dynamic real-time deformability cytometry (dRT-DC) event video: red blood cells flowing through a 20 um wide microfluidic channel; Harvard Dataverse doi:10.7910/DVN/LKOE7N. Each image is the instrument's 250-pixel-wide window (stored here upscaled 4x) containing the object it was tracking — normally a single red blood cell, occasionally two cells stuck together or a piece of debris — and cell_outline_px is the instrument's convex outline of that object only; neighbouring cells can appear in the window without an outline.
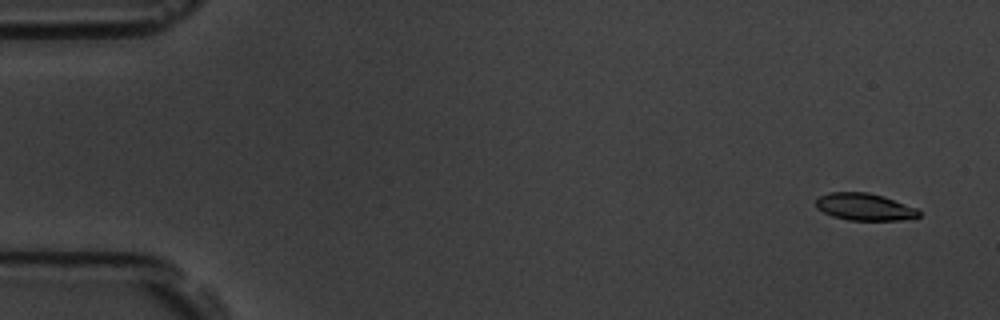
{"species": "common noctule bat (a hibernating species)", "species_latin": "Nyctalus noctula", "temperature_condition": "room temperature", "stored_images_in_passage": 58, "camera_frame_rate_fps": 3000, "um_per_image_px": 0.085, "animal": {"sex": "male", "body_mass_g": 19.5, "forearm_length_mm": 54.6}, "frame": {"image": 1, "passage_image": 3, "time_ms": 0.667, "image_size_px": [1000, 320], "cell_outline_px": [[920, 216], [900, 220], [848, 220], [832, 216], [816, 208], [816, 200], [820, 196], [828, 192], [868, 192], [884, 196], [916, 208], [920, 212]], "centroid_in_image_um": [73.47, 17.58], "position_along_channel_um": 11.5, "area_um2": 16.24}}
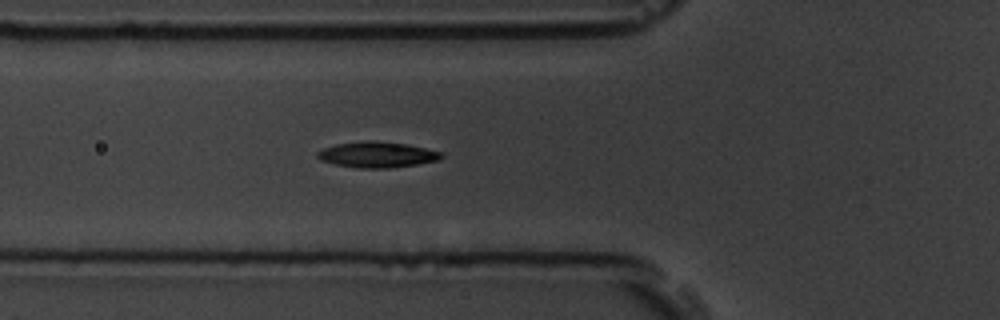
{"frame": {"image": 2, "passage_image": 21, "time_ms": 6.667, "image_size_px": [1000, 320], "cell_outline_px": [[444, 156], [440, 160], [416, 164], [388, 168], [356, 168], [332, 164], [320, 160], [316, 156], [316, 152], [324, 148], [336, 144], [368, 140], [372, 140], [404, 144], [424, 148], [440, 152]], "centroid_in_image_um": [32.0, 13.15], "position_along_channel_um": 93.8, "area_um2": 18.55}}
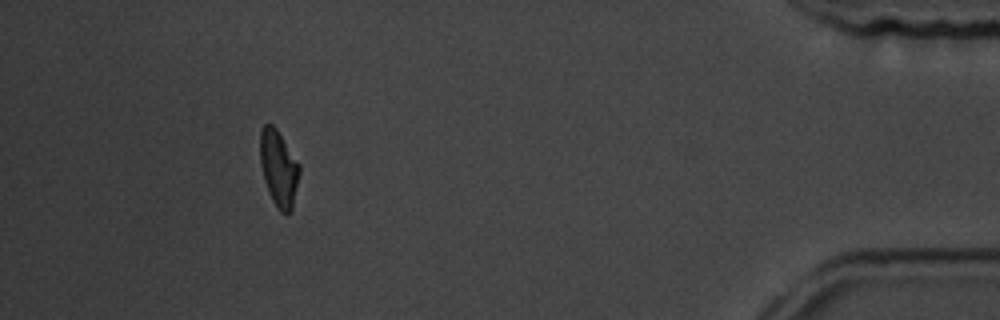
{"frame": {"image": 3, "passage_image": 53, "time_ms": 17.333, "image_size_px": [1000, 320], "cell_outline_px": [[300, 172], [292, 208], [288, 216], [280, 212], [276, 208], [268, 192], [264, 180], [260, 164], [260, 132], [264, 124], [272, 124], [276, 128], [300, 164]], "centroid_in_image_um": [23.69, 14.34], "position_along_channel_um": 411.5, "area_um2": 17.63}, "authors_computed_cell_mechanics": {"area_um2": 17.7446, "velocity_mm_per_s": 3.5377, "shape_relaxation_time_tau1_ms": 2.9825, "shape_relaxation_time_tau2_ms": 1.9973, "deformation_change_tau1": 0.1348, "deformation_change_tau2": 0.0626}}